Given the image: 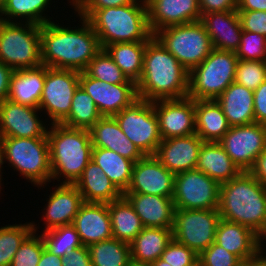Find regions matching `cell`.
<instances>
[{
	"label": "cell",
	"mask_w": 266,
	"mask_h": 266,
	"mask_svg": "<svg viewBox=\"0 0 266 266\" xmlns=\"http://www.w3.org/2000/svg\"><path fill=\"white\" fill-rule=\"evenodd\" d=\"M41 235L45 248L61 258L70 251L83 246L79 234L72 224L57 227L46 232L42 231Z\"/></svg>",
	"instance_id": "obj_40"
},
{
	"label": "cell",
	"mask_w": 266,
	"mask_h": 266,
	"mask_svg": "<svg viewBox=\"0 0 266 266\" xmlns=\"http://www.w3.org/2000/svg\"><path fill=\"white\" fill-rule=\"evenodd\" d=\"M80 72L45 66V81L39 109L47 113L51 124H61L70 114L72 98L80 86Z\"/></svg>",
	"instance_id": "obj_12"
},
{
	"label": "cell",
	"mask_w": 266,
	"mask_h": 266,
	"mask_svg": "<svg viewBox=\"0 0 266 266\" xmlns=\"http://www.w3.org/2000/svg\"><path fill=\"white\" fill-rule=\"evenodd\" d=\"M33 232L23 241L10 266H37L45 248L42 235H38L36 224L32 221ZM37 234V235H36Z\"/></svg>",
	"instance_id": "obj_42"
},
{
	"label": "cell",
	"mask_w": 266,
	"mask_h": 266,
	"mask_svg": "<svg viewBox=\"0 0 266 266\" xmlns=\"http://www.w3.org/2000/svg\"><path fill=\"white\" fill-rule=\"evenodd\" d=\"M3 162L35 186L51 182L48 138L0 137Z\"/></svg>",
	"instance_id": "obj_6"
},
{
	"label": "cell",
	"mask_w": 266,
	"mask_h": 266,
	"mask_svg": "<svg viewBox=\"0 0 266 266\" xmlns=\"http://www.w3.org/2000/svg\"><path fill=\"white\" fill-rule=\"evenodd\" d=\"M48 201L43 209L45 222L44 232L51 229L70 225L84 203L81 193L74 184L60 183L50 192Z\"/></svg>",
	"instance_id": "obj_21"
},
{
	"label": "cell",
	"mask_w": 266,
	"mask_h": 266,
	"mask_svg": "<svg viewBox=\"0 0 266 266\" xmlns=\"http://www.w3.org/2000/svg\"><path fill=\"white\" fill-rule=\"evenodd\" d=\"M92 161L103 170L122 193L127 190L131 181L134 161L106 148H92Z\"/></svg>",
	"instance_id": "obj_34"
},
{
	"label": "cell",
	"mask_w": 266,
	"mask_h": 266,
	"mask_svg": "<svg viewBox=\"0 0 266 266\" xmlns=\"http://www.w3.org/2000/svg\"><path fill=\"white\" fill-rule=\"evenodd\" d=\"M238 61L235 52L213 49L189 72L187 97L216 100L235 81Z\"/></svg>",
	"instance_id": "obj_7"
},
{
	"label": "cell",
	"mask_w": 266,
	"mask_h": 266,
	"mask_svg": "<svg viewBox=\"0 0 266 266\" xmlns=\"http://www.w3.org/2000/svg\"><path fill=\"white\" fill-rule=\"evenodd\" d=\"M266 80V61L239 60L236 67L235 82L251 90Z\"/></svg>",
	"instance_id": "obj_43"
},
{
	"label": "cell",
	"mask_w": 266,
	"mask_h": 266,
	"mask_svg": "<svg viewBox=\"0 0 266 266\" xmlns=\"http://www.w3.org/2000/svg\"><path fill=\"white\" fill-rule=\"evenodd\" d=\"M147 42L113 43L103 49L119 66L127 79L137 84L143 70V55Z\"/></svg>",
	"instance_id": "obj_35"
},
{
	"label": "cell",
	"mask_w": 266,
	"mask_h": 266,
	"mask_svg": "<svg viewBox=\"0 0 266 266\" xmlns=\"http://www.w3.org/2000/svg\"><path fill=\"white\" fill-rule=\"evenodd\" d=\"M93 148H106L135 163L145 155L126 137L113 116H102L90 129Z\"/></svg>",
	"instance_id": "obj_25"
},
{
	"label": "cell",
	"mask_w": 266,
	"mask_h": 266,
	"mask_svg": "<svg viewBox=\"0 0 266 266\" xmlns=\"http://www.w3.org/2000/svg\"><path fill=\"white\" fill-rule=\"evenodd\" d=\"M113 238L130 244L144 228L130 202L122 196L108 203Z\"/></svg>",
	"instance_id": "obj_33"
},
{
	"label": "cell",
	"mask_w": 266,
	"mask_h": 266,
	"mask_svg": "<svg viewBox=\"0 0 266 266\" xmlns=\"http://www.w3.org/2000/svg\"><path fill=\"white\" fill-rule=\"evenodd\" d=\"M148 25L154 35L157 31L201 19L199 0H145Z\"/></svg>",
	"instance_id": "obj_19"
},
{
	"label": "cell",
	"mask_w": 266,
	"mask_h": 266,
	"mask_svg": "<svg viewBox=\"0 0 266 266\" xmlns=\"http://www.w3.org/2000/svg\"><path fill=\"white\" fill-rule=\"evenodd\" d=\"M235 54L239 60L266 61V37L243 31Z\"/></svg>",
	"instance_id": "obj_44"
},
{
	"label": "cell",
	"mask_w": 266,
	"mask_h": 266,
	"mask_svg": "<svg viewBox=\"0 0 266 266\" xmlns=\"http://www.w3.org/2000/svg\"><path fill=\"white\" fill-rule=\"evenodd\" d=\"M241 260L213 242L198 257V266H240Z\"/></svg>",
	"instance_id": "obj_46"
},
{
	"label": "cell",
	"mask_w": 266,
	"mask_h": 266,
	"mask_svg": "<svg viewBox=\"0 0 266 266\" xmlns=\"http://www.w3.org/2000/svg\"><path fill=\"white\" fill-rule=\"evenodd\" d=\"M173 239L172 228L144 227L130 243L131 259L152 264Z\"/></svg>",
	"instance_id": "obj_32"
},
{
	"label": "cell",
	"mask_w": 266,
	"mask_h": 266,
	"mask_svg": "<svg viewBox=\"0 0 266 266\" xmlns=\"http://www.w3.org/2000/svg\"><path fill=\"white\" fill-rule=\"evenodd\" d=\"M230 126H241L255 122L253 90L235 81L216 99Z\"/></svg>",
	"instance_id": "obj_27"
},
{
	"label": "cell",
	"mask_w": 266,
	"mask_h": 266,
	"mask_svg": "<svg viewBox=\"0 0 266 266\" xmlns=\"http://www.w3.org/2000/svg\"><path fill=\"white\" fill-rule=\"evenodd\" d=\"M49 142L51 180L74 184L92 160V142L89 130L50 124ZM63 174V175H62ZM65 177V178H64Z\"/></svg>",
	"instance_id": "obj_4"
},
{
	"label": "cell",
	"mask_w": 266,
	"mask_h": 266,
	"mask_svg": "<svg viewBox=\"0 0 266 266\" xmlns=\"http://www.w3.org/2000/svg\"><path fill=\"white\" fill-rule=\"evenodd\" d=\"M255 122L266 125V80L253 91Z\"/></svg>",
	"instance_id": "obj_49"
},
{
	"label": "cell",
	"mask_w": 266,
	"mask_h": 266,
	"mask_svg": "<svg viewBox=\"0 0 266 266\" xmlns=\"http://www.w3.org/2000/svg\"><path fill=\"white\" fill-rule=\"evenodd\" d=\"M200 21L208 33L213 49L235 52L243 32L237 10L206 13Z\"/></svg>",
	"instance_id": "obj_23"
},
{
	"label": "cell",
	"mask_w": 266,
	"mask_h": 266,
	"mask_svg": "<svg viewBox=\"0 0 266 266\" xmlns=\"http://www.w3.org/2000/svg\"><path fill=\"white\" fill-rule=\"evenodd\" d=\"M198 257L192 249L172 239L160 259L171 266H198Z\"/></svg>",
	"instance_id": "obj_45"
},
{
	"label": "cell",
	"mask_w": 266,
	"mask_h": 266,
	"mask_svg": "<svg viewBox=\"0 0 266 266\" xmlns=\"http://www.w3.org/2000/svg\"><path fill=\"white\" fill-rule=\"evenodd\" d=\"M72 225L84 246L113 238L108 203L84 202Z\"/></svg>",
	"instance_id": "obj_22"
},
{
	"label": "cell",
	"mask_w": 266,
	"mask_h": 266,
	"mask_svg": "<svg viewBox=\"0 0 266 266\" xmlns=\"http://www.w3.org/2000/svg\"><path fill=\"white\" fill-rule=\"evenodd\" d=\"M14 70L0 60V102L8 99L9 84Z\"/></svg>",
	"instance_id": "obj_52"
},
{
	"label": "cell",
	"mask_w": 266,
	"mask_h": 266,
	"mask_svg": "<svg viewBox=\"0 0 266 266\" xmlns=\"http://www.w3.org/2000/svg\"><path fill=\"white\" fill-rule=\"evenodd\" d=\"M62 266H92L88 247L83 245L63 256Z\"/></svg>",
	"instance_id": "obj_50"
},
{
	"label": "cell",
	"mask_w": 266,
	"mask_h": 266,
	"mask_svg": "<svg viewBox=\"0 0 266 266\" xmlns=\"http://www.w3.org/2000/svg\"><path fill=\"white\" fill-rule=\"evenodd\" d=\"M74 185L81 193L84 202L110 203L123 196V193L92 160Z\"/></svg>",
	"instance_id": "obj_29"
},
{
	"label": "cell",
	"mask_w": 266,
	"mask_h": 266,
	"mask_svg": "<svg viewBox=\"0 0 266 266\" xmlns=\"http://www.w3.org/2000/svg\"><path fill=\"white\" fill-rule=\"evenodd\" d=\"M162 140L196 133L195 100L189 97L154 101Z\"/></svg>",
	"instance_id": "obj_17"
},
{
	"label": "cell",
	"mask_w": 266,
	"mask_h": 266,
	"mask_svg": "<svg viewBox=\"0 0 266 266\" xmlns=\"http://www.w3.org/2000/svg\"><path fill=\"white\" fill-rule=\"evenodd\" d=\"M92 266H128L131 260L130 244L116 238L88 246Z\"/></svg>",
	"instance_id": "obj_37"
},
{
	"label": "cell",
	"mask_w": 266,
	"mask_h": 266,
	"mask_svg": "<svg viewBox=\"0 0 266 266\" xmlns=\"http://www.w3.org/2000/svg\"><path fill=\"white\" fill-rule=\"evenodd\" d=\"M4 164V162H3V157H2V150H1V145H0V191H1V179H2V172H1V169H2V167H4V166H2Z\"/></svg>",
	"instance_id": "obj_60"
},
{
	"label": "cell",
	"mask_w": 266,
	"mask_h": 266,
	"mask_svg": "<svg viewBox=\"0 0 266 266\" xmlns=\"http://www.w3.org/2000/svg\"><path fill=\"white\" fill-rule=\"evenodd\" d=\"M71 2L70 3H72V4H70V5H72L71 7H73L74 8V10L78 7V5L83 1V0H70Z\"/></svg>",
	"instance_id": "obj_61"
},
{
	"label": "cell",
	"mask_w": 266,
	"mask_h": 266,
	"mask_svg": "<svg viewBox=\"0 0 266 266\" xmlns=\"http://www.w3.org/2000/svg\"><path fill=\"white\" fill-rule=\"evenodd\" d=\"M144 227L173 228L175 206L172 197L123 193Z\"/></svg>",
	"instance_id": "obj_24"
},
{
	"label": "cell",
	"mask_w": 266,
	"mask_h": 266,
	"mask_svg": "<svg viewBox=\"0 0 266 266\" xmlns=\"http://www.w3.org/2000/svg\"><path fill=\"white\" fill-rule=\"evenodd\" d=\"M203 142L196 133L164 139L157 147L154 157L174 175L193 170Z\"/></svg>",
	"instance_id": "obj_20"
},
{
	"label": "cell",
	"mask_w": 266,
	"mask_h": 266,
	"mask_svg": "<svg viewBox=\"0 0 266 266\" xmlns=\"http://www.w3.org/2000/svg\"><path fill=\"white\" fill-rule=\"evenodd\" d=\"M153 36L188 72L201 64L213 50L211 39L200 20L163 28Z\"/></svg>",
	"instance_id": "obj_9"
},
{
	"label": "cell",
	"mask_w": 266,
	"mask_h": 266,
	"mask_svg": "<svg viewBox=\"0 0 266 266\" xmlns=\"http://www.w3.org/2000/svg\"><path fill=\"white\" fill-rule=\"evenodd\" d=\"M128 266H152L151 264L148 263H142V262H137L134 260H130Z\"/></svg>",
	"instance_id": "obj_58"
},
{
	"label": "cell",
	"mask_w": 266,
	"mask_h": 266,
	"mask_svg": "<svg viewBox=\"0 0 266 266\" xmlns=\"http://www.w3.org/2000/svg\"><path fill=\"white\" fill-rule=\"evenodd\" d=\"M220 219L218 209H175L173 239L200 255L215 242Z\"/></svg>",
	"instance_id": "obj_11"
},
{
	"label": "cell",
	"mask_w": 266,
	"mask_h": 266,
	"mask_svg": "<svg viewBox=\"0 0 266 266\" xmlns=\"http://www.w3.org/2000/svg\"><path fill=\"white\" fill-rule=\"evenodd\" d=\"M221 219L244 225L259 235L266 227V191L249 171L220 185Z\"/></svg>",
	"instance_id": "obj_3"
},
{
	"label": "cell",
	"mask_w": 266,
	"mask_h": 266,
	"mask_svg": "<svg viewBox=\"0 0 266 266\" xmlns=\"http://www.w3.org/2000/svg\"><path fill=\"white\" fill-rule=\"evenodd\" d=\"M37 266H62V258L44 248Z\"/></svg>",
	"instance_id": "obj_55"
},
{
	"label": "cell",
	"mask_w": 266,
	"mask_h": 266,
	"mask_svg": "<svg viewBox=\"0 0 266 266\" xmlns=\"http://www.w3.org/2000/svg\"><path fill=\"white\" fill-rule=\"evenodd\" d=\"M32 232V222L0 227V266L11 265L17 250Z\"/></svg>",
	"instance_id": "obj_39"
},
{
	"label": "cell",
	"mask_w": 266,
	"mask_h": 266,
	"mask_svg": "<svg viewBox=\"0 0 266 266\" xmlns=\"http://www.w3.org/2000/svg\"><path fill=\"white\" fill-rule=\"evenodd\" d=\"M243 31L266 37V11L237 10Z\"/></svg>",
	"instance_id": "obj_47"
},
{
	"label": "cell",
	"mask_w": 266,
	"mask_h": 266,
	"mask_svg": "<svg viewBox=\"0 0 266 266\" xmlns=\"http://www.w3.org/2000/svg\"><path fill=\"white\" fill-rule=\"evenodd\" d=\"M87 20L96 32L102 49L113 43L149 41L153 37L145 0L95 10Z\"/></svg>",
	"instance_id": "obj_5"
},
{
	"label": "cell",
	"mask_w": 266,
	"mask_h": 266,
	"mask_svg": "<svg viewBox=\"0 0 266 266\" xmlns=\"http://www.w3.org/2000/svg\"><path fill=\"white\" fill-rule=\"evenodd\" d=\"M80 86L94 100L102 116H114L129 106L137 97L135 83L109 84L80 72Z\"/></svg>",
	"instance_id": "obj_16"
},
{
	"label": "cell",
	"mask_w": 266,
	"mask_h": 266,
	"mask_svg": "<svg viewBox=\"0 0 266 266\" xmlns=\"http://www.w3.org/2000/svg\"><path fill=\"white\" fill-rule=\"evenodd\" d=\"M220 184L203 172L193 169L174 177L175 209H218Z\"/></svg>",
	"instance_id": "obj_13"
},
{
	"label": "cell",
	"mask_w": 266,
	"mask_h": 266,
	"mask_svg": "<svg viewBox=\"0 0 266 266\" xmlns=\"http://www.w3.org/2000/svg\"><path fill=\"white\" fill-rule=\"evenodd\" d=\"M219 143L242 172L249 171L266 148V125L230 126Z\"/></svg>",
	"instance_id": "obj_14"
},
{
	"label": "cell",
	"mask_w": 266,
	"mask_h": 266,
	"mask_svg": "<svg viewBox=\"0 0 266 266\" xmlns=\"http://www.w3.org/2000/svg\"><path fill=\"white\" fill-rule=\"evenodd\" d=\"M84 72L94 79L109 84L134 83L127 79L119 66L104 49H101V51L89 62Z\"/></svg>",
	"instance_id": "obj_41"
},
{
	"label": "cell",
	"mask_w": 266,
	"mask_h": 266,
	"mask_svg": "<svg viewBox=\"0 0 266 266\" xmlns=\"http://www.w3.org/2000/svg\"><path fill=\"white\" fill-rule=\"evenodd\" d=\"M258 235L250 228L220 219L216 228L215 243L237 256L241 261L259 252Z\"/></svg>",
	"instance_id": "obj_26"
},
{
	"label": "cell",
	"mask_w": 266,
	"mask_h": 266,
	"mask_svg": "<svg viewBox=\"0 0 266 266\" xmlns=\"http://www.w3.org/2000/svg\"><path fill=\"white\" fill-rule=\"evenodd\" d=\"M101 117L94 100L79 86L72 98L70 114L61 124L89 130Z\"/></svg>",
	"instance_id": "obj_38"
},
{
	"label": "cell",
	"mask_w": 266,
	"mask_h": 266,
	"mask_svg": "<svg viewBox=\"0 0 266 266\" xmlns=\"http://www.w3.org/2000/svg\"><path fill=\"white\" fill-rule=\"evenodd\" d=\"M195 169L214 179L220 185L242 172L219 142H203Z\"/></svg>",
	"instance_id": "obj_28"
},
{
	"label": "cell",
	"mask_w": 266,
	"mask_h": 266,
	"mask_svg": "<svg viewBox=\"0 0 266 266\" xmlns=\"http://www.w3.org/2000/svg\"><path fill=\"white\" fill-rule=\"evenodd\" d=\"M0 60L14 71L42 65L40 25L0 20Z\"/></svg>",
	"instance_id": "obj_8"
},
{
	"label": "cell",
	"mask_w": 266,
	"mask_h": 266,
	"mask_svg": "<svg viewBox=\"0 0 266 266\" xmlns=\"http://www.w3.org/2000/svg\"><path fill=\"white\" fill-rule=\"evenodd\" d=\"M45 81V65L14 71L9 84L8 99L39 108Z\"/></svg>",
	"instance_id": "obj_30"
},
{
	"label": "cell",
	"mask_w": 266,
	"mask_h": 266,
	"mask_svg": "<svg viewBox=\"0 0 266 266\" xmlns=\"http://www.w3.org/2000/svg\"><path fill=\"white\" fill-rule=\"evenodd\" d=\"M249 172L264 186H266V148L256 158Z\"/></svg>",
	"instance_id": "obj_53"
},
{
	"label": "cell",
	"mask_w": 266,
	"mask_h": 266,
	"mask_svg": "<svg viewBox=\"0 0 266 266\" xmlns=\"http://www.w3.org/2000/svg\"><path fill=\"white\" fill-rule=\"evenodd\" d=\"M126 137L144 154L154 155L162 141L154 102L137 98L113 116Z\"/></svg>",
	"instance_id": "obj_10"
},
{
	"label": "cell",
	"mask_w": 266,
	"mask_h": 266,
	"mask_svg": "<svg viewBox=\"0 0 266 266\" xmlns=\"http://www.w3.org/2000/svg\"><path fill=\"white\" fill-rule=\"evenodd\" d=\"M152 266H171L169 263L161 260L160 258L156 261H154L152 264Z\"/></svg>",
	"instance_id": "obj_59"
},
{
	"label": "cell",
	"mask_w": 266,
	"mask_h": 266,
	"mask_svg": "<svg viewBox=\"0 0 266 266\" xmlns=\"http://www.w3.org/2000/svg\"><path fill=\"white\" fill-rule=\"evenodd\" d=\"M174 177L154 155H145L134 164L130 184L124 193L173 197Z\"/></svg>",
	"instance_id": "obj_18"
},
{
	"label": "cell",
	"mask_w": 266,
	"mask_h": 266,
	"mask_svg": "<svg viewBox=\"0 0 266 266\" xmlns=\"http://www.w3.org/2000/svg\"><path fill=\"white\" fill-rule=\"evenodd\" d=\"M195 129L204 142H219L230 129L216 100H195Z\"/></svg>",
	"instance_id": "obj_31"
},
{
	"label": "cell",
	"mask_w": 266,
	"mask_h": 266,
	"mask_svg": "<svg viewBox=\"0 0 266 266\" xmlns=\"http://www.w3.org/2000/svg\"><path fill=\"white\" fill-rule=\"evenodd\" d=\"M189 72L153 36L143 55V70L136 84L137 97L149 102L182 99L188 94Z\"/></svg>",
	"instance_id": "obj_2"
},
{
	"label": "cell",
	"mask_w": 266,
	"mask_h": 266,
	"mask_svg": "<svg viewBox=\"0 0 266 266\" xmlns=\"http://www.w3.org/2000/svg\"><path fill=\"white\" fill-rule=\"evenodd\" d=\"M258 243H259V253L266 258V227L264 230L258 235ZM265 239V240H264ZM265 243V244H264ZM265 250V251H264ZM264 254V255H263Z\"/></svg>",
	"instance_id": "obj_57"
},
{
	"label": "cell",
	"mask_w": 266,
	"mask_h": 266,
	"mask_svg": "<svg viewBox=\"0 0 266 266\" xmlns=\"http://www.w3.org/2000/svg\"><path fill=\"white\" fill-rule=\"evenodd\" d=\"M238 0H199L201 16L206 13L237 10Z\"/></svg>",
	"instance_id": "obj_51"
},
{
	"label": "cell",
	"mask_w": 266,
	"mask_h": 266,
	"mask_svg": "<svg viewBox=\"0 0 266 266\" xmlns=\"http://www.w3.org/2000/svg\"><path fill=\"white\" fill-rule=\"evenodd\" d=\"M80 21L82 26L76 29L54 20L40 25L42 65L79 72L87 68L102 48L88 20L80 17Z\"/></svg>",
	"instance_id": "obj_1"
},
{
	"label": "cell",
	"mask_w": 266,
	"mask_h": 266,
	"mask_svg": "<svg viewBox=\"0 0 266 266\" xmlns=\"http://www.w3.org/2000/svg\"><path fill=\"white\" fill-rule=\"evenodd\" d=\"M136 0H83L75 12L82 18L87 19L95 10L107 7H119L126 4H131Z\"/></svg>",
	"instance_id": "obj_48"
},
{
	"label": "cell",
	"mask_w": 266,
	"mask_h": 266,
	"mask_svg": "<svg viewBox=\"0 0 266 266\" xmlns=\"http://www.w3.org/2000/svg\"><path fill=\"white\" fill-rule=\"evenodd\" d=\"M240 266H266V258L258 252L250 259L242 261Z\"/></svg>",
	"instance_id": "obj_56"
},
{
	"label": "cell",
	"mask_w": 266,
	"mask_h": 266,
	"mask_svg": "<svg viewBox=\"0 0 266 266\" xmlns=\"http://www.w3.org/2000/svg\"><path fill=\"white\" fill-rule=\"evenodd\" d=\"M6 0H0V10L2 9V7L4 6Z\"/></svg>",
	"instance_id": "obj_62"
},
{
	"label": "cell",
	"mask_w": 266,
	"mask_h": 266,
	"mask_svg": "<svg viewBox=\"0 0 266 266\" xmlns=\"http://www.w3.org/2000/svg\"><path fill=\"white\" fill-rule=\"evenodd\" d=\"M37 111L41 112L9 99L0 102V137L47 138L48 125L40 120Z\"/></svg>",
	"instance_id": "obj_15"
},
{
	"label": "cell",
	"mask_w": 266,
	"mask_h": 266,
	"mask_svg": "<svg viewBox=\"0 0 266 266\" xmlns=\"http://www.w3.org/2000/svg\"><path fill=\"white\" fill-rule=\"evenodd\" d=\"M50 1L51 0H6L4 6L0 10V20L5 22L21 21L36 25L46 24L52 21V18H48L45 14V11H47L45 9L50 5Z\"/></svg>",
	"instance_id": "obj_36"
},
{
	"label": "cell",
	"mask_w": 266,
	"mask_h": 266,
	"mask_svg": "<svg viewBox=\"0 0 266 266\" xmlns=\"http://www.w3.org/2000/svg\"><path fill=\"white\" fill-rule=\"evenodd\" d=\"M237 10L266 11V0H238Z\"/></svg>",
	"instance_id": "obj_54"
}]
</instances>
